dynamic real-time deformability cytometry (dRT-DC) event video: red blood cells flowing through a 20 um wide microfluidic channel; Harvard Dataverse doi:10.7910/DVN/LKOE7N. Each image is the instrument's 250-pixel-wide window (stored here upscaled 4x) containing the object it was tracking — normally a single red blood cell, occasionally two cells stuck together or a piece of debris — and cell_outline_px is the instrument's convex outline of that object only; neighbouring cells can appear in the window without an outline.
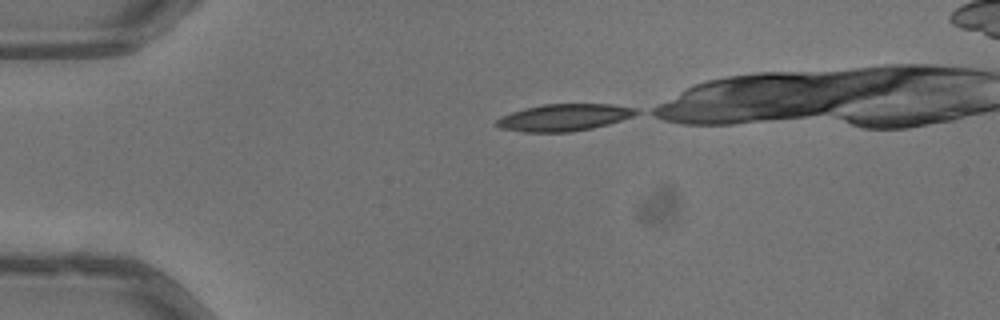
{"species": "common noctule bat (a hibernating species)", "species_latin": "Nyctalus noctula", "temperature_condition": "warm", "stored_images_in_passage": 34, "camera_frame_rate_fps": 3000, "um_per_image_px": 0.085, "animal": {"sex": "male", "body_mass_g": 13.3}, "frame": {"image": 1, "passage_image": 1, "time_ms": 0.0, "image_size_px": [1000, 320], "cell_outline_px": [[640, 112], [632, 116], [608, 124], [592, 128], [568, 132], [524, 132], [500, 128], [496, 124], [496, 120], [512, 112], [524, 108], [544, 104], [608, 104], [640, 108]], "centroid_in_image_um": [47.97, 9.98], "position_along_channel_um": 37.0, "area_um2": 21.79}}
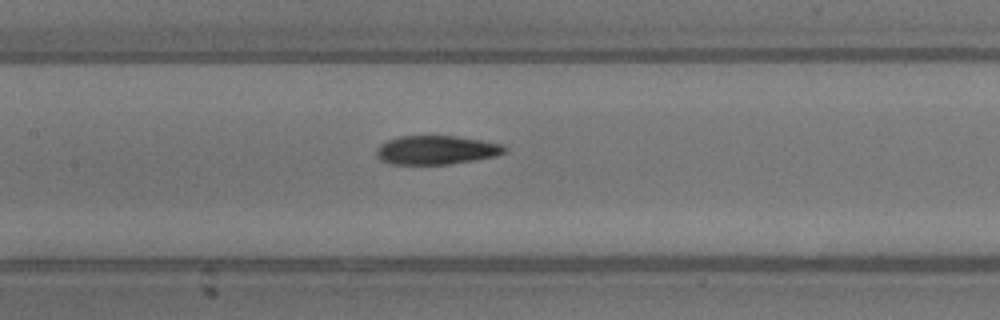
{"frame": {"image": 2, "passage_image": 14, "time_ms": 4.333, "image_size_px": [1000, 320], "cell_outline_px": [[508, 152], [496, 156], [448, 164], [388, 164], [380, 160], [376, 156], [376, 148], [380, 144], [388, 140], [400, 136], [456, 136], [504, 144], [508, 148]], "centroid_in_image_um": [37.09, 12.75], "position_along_channel_um": 170.3, "area_um2": 21.68}}
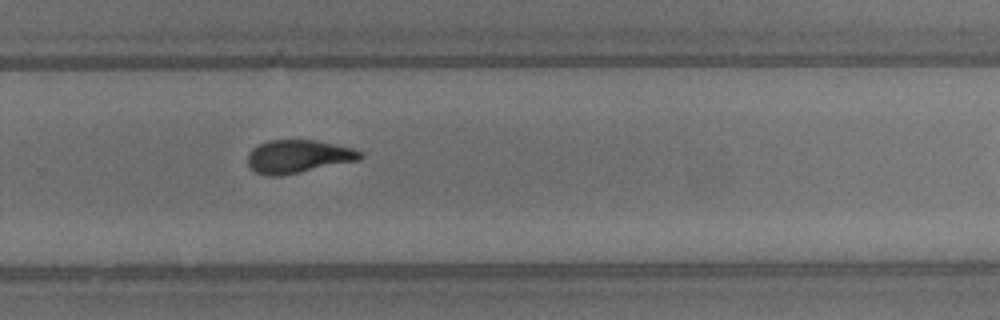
{"frame": {"image": 3, "passage_image": 24, "time_ms": 7.667, "image_size_px": [1000, 320], "cell_outline_px": [[364, 156], [360, 160], [280, 176], [268, 176], [256, 172], [248, 164], [248, 152], [252, 148], [268, 140], [316, 140], [352, 148], [364, 152]], "centroid_in_image_um": [25.37, 13.3], "position_along_channel_um": 304.4, "area_um2": 21.73}, "authors_computed_cell_mechanics": {"area_um2": 21.7906, "velocity_mm_per_s": 4.0403, "shape_relaxation_time_tau1_ms": 4.842, "shape_relaxation_time_tau2_ms": 2.4677, "deformation_change_tau1": 0.1981, "deformation_change_tau2": 0.1058}}